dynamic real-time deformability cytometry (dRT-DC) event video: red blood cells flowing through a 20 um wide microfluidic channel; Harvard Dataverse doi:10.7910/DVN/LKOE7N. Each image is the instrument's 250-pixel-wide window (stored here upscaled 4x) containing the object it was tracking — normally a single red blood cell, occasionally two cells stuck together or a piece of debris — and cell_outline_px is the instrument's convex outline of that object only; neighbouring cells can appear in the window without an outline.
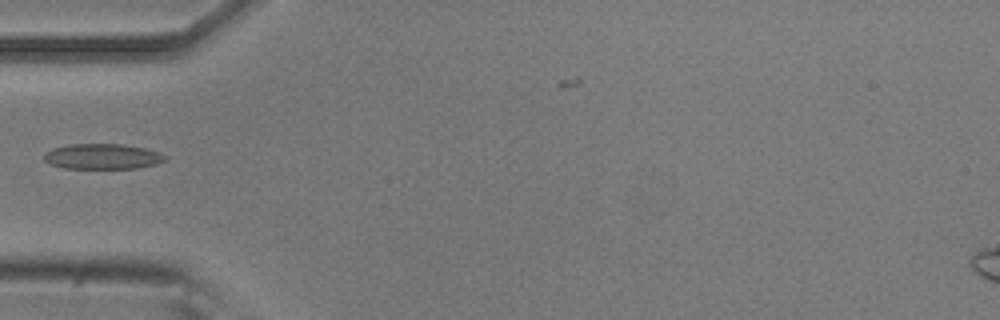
{"species": "common noctule bat (a hibernating species)", "species_latin": "Nyctalus noctula", "temperature_condition": "room temperature", "stored_images_in_passage": 5, "camera_frame_rate_fps": 3000, "um_per_image_px": 0.085, "animal": {"sex": "male", "body_mass_g": 20.5, "forearm_length_mm": 52.5}, "frame": {"image": 1, "passage_image": 3, "time_ms": 0.667, "image_size_px": [1000, 320], "cell_outline_px": [[168, 160], [156, 164], [136, 168], [64, 168], [52, 164], [44, 160], [44, 152], [52, 148], [72, 144], [124, 144], [144, 148], [160, 152], [168, 156]], "centroid_in_image_um": [8.75, 13.29], "position_along_channel_um": 76.2, "area_um2": 17.98}}
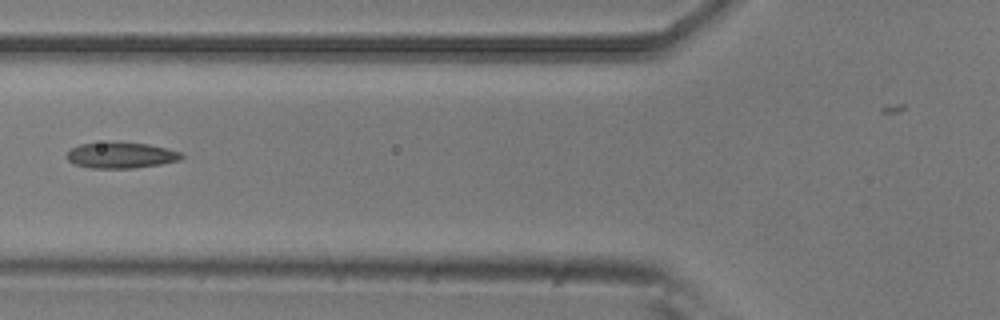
{"frame": {"image": 2, "passage_image": 4, "time_ms": 1.0, "image_size_px": [1000, 320], "cell_outline_px": [[184, 156], [180, 160], [160, 164], [136, 168], [88, 168], [72, 164], [64, 156], [72, 148], [80, 144], [108, 140], [112, 140], [148, 144], [180, 152]], "centroid_in_image_um": [10.21, 13.17], "position_along_channel_um": 115.6, "area_um2": 17.86}}